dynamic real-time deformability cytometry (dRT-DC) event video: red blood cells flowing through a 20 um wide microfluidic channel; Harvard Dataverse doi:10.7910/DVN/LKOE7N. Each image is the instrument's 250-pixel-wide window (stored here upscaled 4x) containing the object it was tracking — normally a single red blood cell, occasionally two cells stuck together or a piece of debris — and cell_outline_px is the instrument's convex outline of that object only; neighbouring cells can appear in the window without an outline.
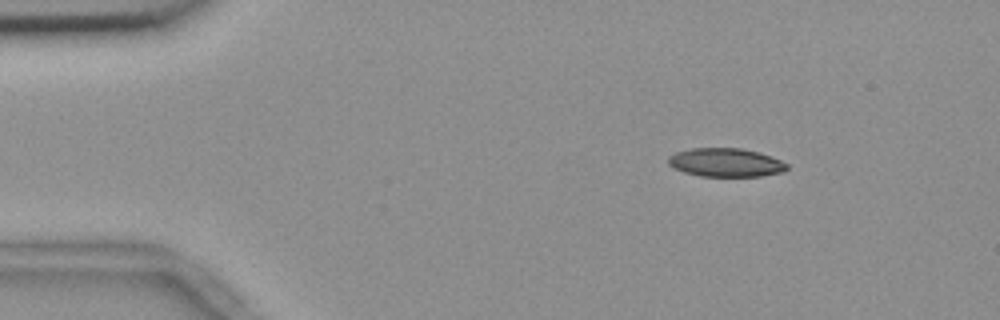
{"species": "common noctule bat (a hibernating species)", "species_latin": "Nyctalus noctula", "temperature_condition": "room temperature", "stored_images_in_passage": 48, "camera_frame_rate_fps": 3000, "um_per_image_px": 0.085, "animal": {"sex": "female", "body_mass_g": 18.4}, "frame": {"image": 1, "passage_image": 1, "time_ms": 0.0, "image_size_px": [1000, 320], "cell_outline_px": [[788, 168], [784, 172], [760, 176], [700, 176], [684, 172], [668, 164], [668, 156], [676, 152], [692, 148], [740, 148], [760, 152], [772, 156], [788, 164]], "centroid_in_image_um": [61.71, 13.81], "position_along_channel_um": 23.3, "area_um2": 19.83}}
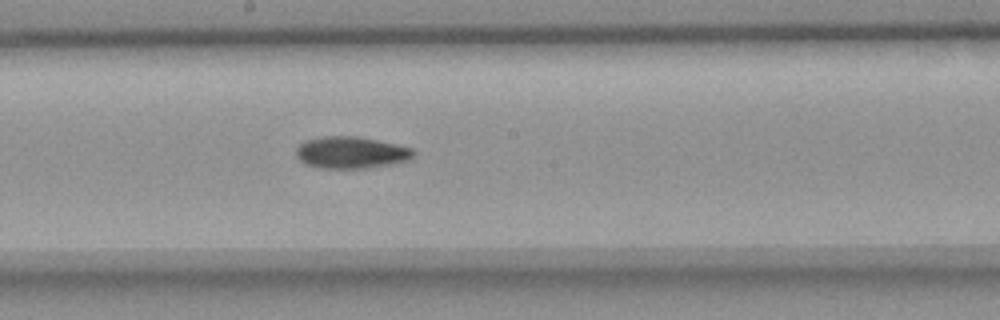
{"frame": {"image": 2, "passage_image": 23, "time_ms": 7.333, "image_size_px": [1000, 320], "cell_outline_px": [[416, 152], [408, 160], [368, 168], [320, 168], [304, 164], [296, 156], [296, 148], [304, 140], [324, 136], [356, 136], [396, 144], [412, 148]], "centroid_in_image_um": [29.8, 12.96], "position_along_channel_um": 218.4, "area_um2": 21.73}}
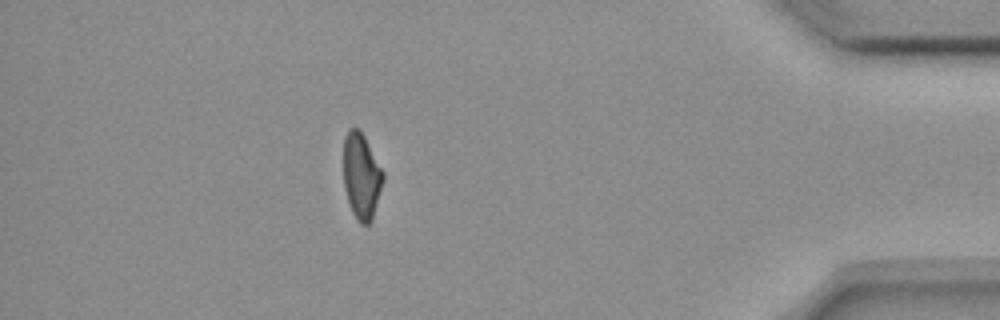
{"frame": {"image": 3, "passage_image": 42, "time_ms": 13.667, "image_size_px": [1000, 320], "cell_outline_px": [[384, 180], [372, 220], [368, 224], [360, 224], [352, 212], [344, 188], [344, 136], [348, 128], [360, 128], [384, 172]], "centroid_in_image_um": [30.73, 14.95], "position_along_channel_um": 404.5, "area_um2": 19.94}, "authors_computed_cell_mechanics": {"area_um2": 21.1548, "velocity_mm_per_s": 3.6711, "shape_relaxation_time_tau1_ms": 9.9138, "shape_relaxation_time_tau2_ms": null, "deformation_change_tau1": 0.2071, "deformation_change_tau2": null}}